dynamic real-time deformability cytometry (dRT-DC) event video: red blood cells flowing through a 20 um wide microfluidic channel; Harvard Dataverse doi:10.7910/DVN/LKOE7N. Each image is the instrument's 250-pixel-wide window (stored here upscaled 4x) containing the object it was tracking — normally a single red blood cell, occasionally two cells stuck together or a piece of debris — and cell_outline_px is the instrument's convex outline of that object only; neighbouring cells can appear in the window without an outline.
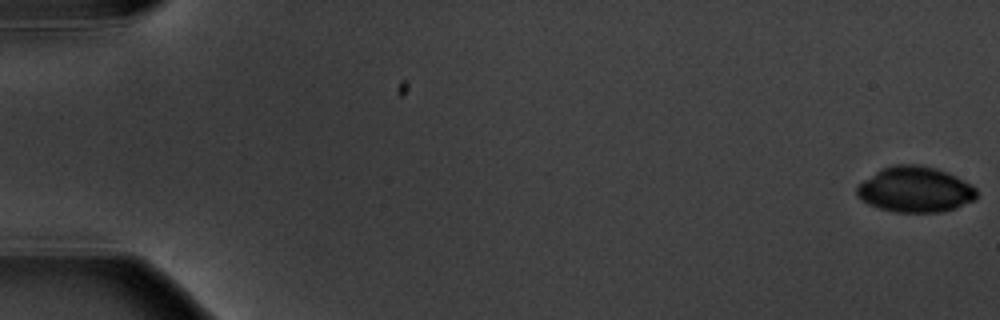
{"species": "common noctule bat (a hibernating species)", "species_latin": "Nyctalus noctula", "temperature_condition": "warm", "stored_images_in_passage": 5, "camera_frame_rate_fps": 3000, "um_per_image_px": 0.085, "animal": {"sex": "male", "body_mass_g": 20.1, "forearm_length_mm": 53.5}, "frame": {"image": 1, "passage_image": 1, "time_ms": 0.0, "image_size_px": [1000, 320], "cell_outline_px": [[976, 200], [956, 208], [940, 212], [896, 212], [880, 208], [868, 204], [860, 200], [856, 196], [856, 188], [864, 180], [880, 168], [896, 164], [920, 164], [936, 168], [956, 176], [972, 184], [976, 188]], "centroid_in_image_um": [77.79, 16.1], "position_along_channel_um": 7.2, "area_um2": 32.08}}